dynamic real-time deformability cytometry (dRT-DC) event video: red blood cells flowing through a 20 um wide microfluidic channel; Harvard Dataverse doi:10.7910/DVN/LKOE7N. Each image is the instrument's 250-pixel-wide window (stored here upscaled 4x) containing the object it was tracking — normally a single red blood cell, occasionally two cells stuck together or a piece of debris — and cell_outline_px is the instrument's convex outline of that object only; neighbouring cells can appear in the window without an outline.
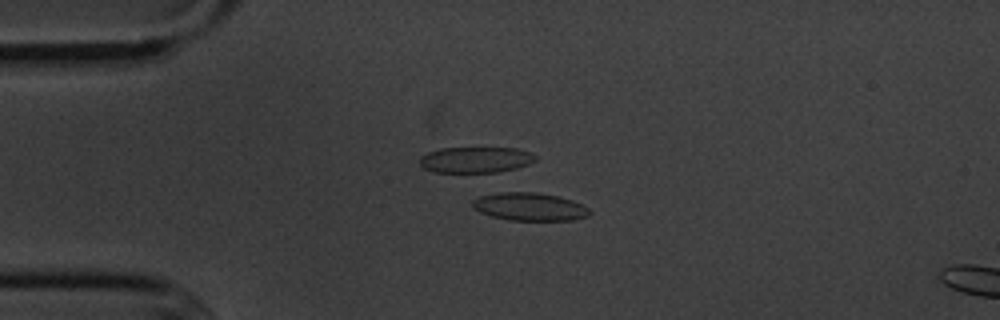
{"species": "common noctule bat (a hibernating species)", "species_latin": "Nyctalus noctula", "temperature_condition": "cold", "stored_images_in_passage": 6, "camera_frame_rate_fps": 3000, "um_per_image_px": 0.085, "animal": {"sex": "male", "body_mass_g": 20.1, "forearm_length_mm": 53.5}, "frame": {"image": 1, "passage_image": 4, "time_ms": 4.333, "image_size_px": [1000, 320], "cell_outline_px": [[592, 212], [588, 216], [572, 220], [508, 220], [492, 216], [480, 212], [472, 204], [472, 200], [476, 196], [500, 192], [536, 192], [560, 196], [572, 200], [588, 208]], "centroid_in_image_um": [45.01, 17.56], "position_along_channel_um": 40.0, "area_um2": 19.13}}